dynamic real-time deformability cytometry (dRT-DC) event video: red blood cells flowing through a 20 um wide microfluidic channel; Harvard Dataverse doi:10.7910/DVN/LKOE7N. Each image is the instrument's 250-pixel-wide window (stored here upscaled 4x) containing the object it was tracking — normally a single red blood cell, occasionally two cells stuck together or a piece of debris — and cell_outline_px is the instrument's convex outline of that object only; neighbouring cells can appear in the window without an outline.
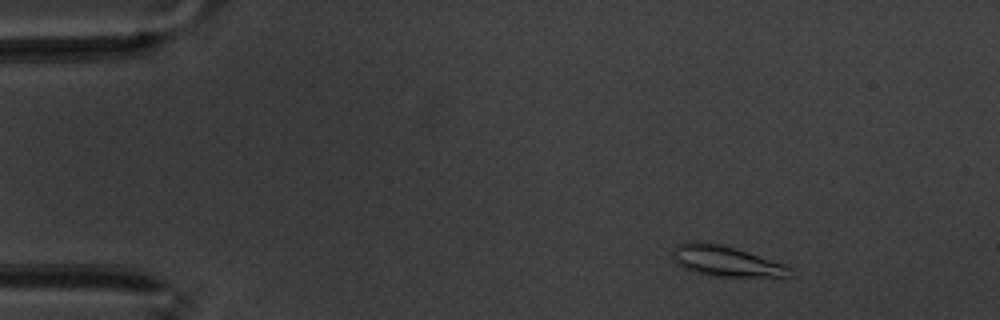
{"species": "common noctule bat (a hibernating species)", "species_latin": "Nyctalus noctula", "temperature_condition": "warm", "stored_images_in_passage": 58, "camera_frame_rate_fps": 3000, "um_per_image_px": 0.085, "animal": {"sex": "male", "body_mass_g": 20.1, "forearm_length_mm": 53.5}, "frame": {"image": 1, "passage_image": 6, "time_ms": 1.667, "image_size_px": [1000, 320], "cell_outline_px": [[788, 276], [716, 276], [688, 272], [676, 264], [672, 256], [672, 248], [676, 244], [684, 240], [704, 240], [736, 248], [784, 264], [788, 268]], "centroid_in_image_um": [61.5, 22.15], "position_along_channel_um": 23.5, "area_um2": 21.1}}
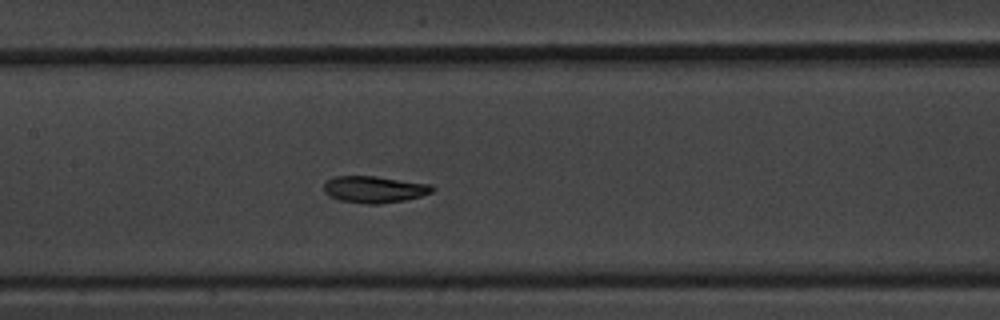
{"frame": {"image": 2, "passage_image": 27, "time_ms": 8.667, "image_size_px": [1000, 320], "cell_outline_px": [[436, 188], [432, 192], [420, 196], [404, 200], [380, 204], [364, 204], [340, 200], [328, 196], [324, 192], [324, 180], [336, 176], [376, 176], [432, 184]], "centroid_in_image_um": [31.8, 16.09], "position_along_channel_um": 175.6, "area_um2": 17.11}}
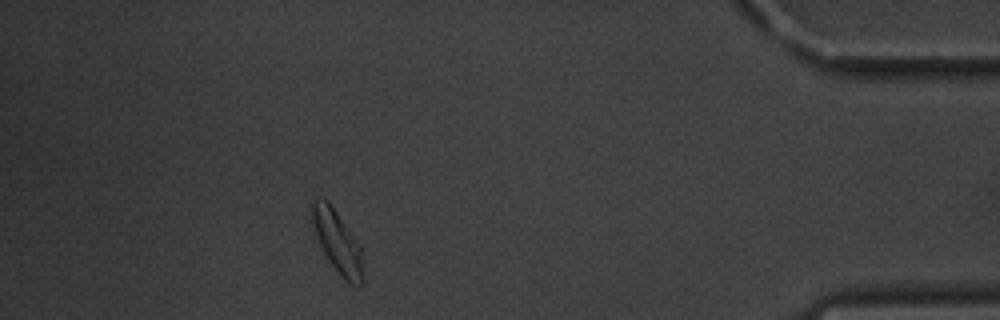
{"frame": {"image": 3, "passage_image": 52, "time_ms": 17.0, "image_size_px": [1000, 320], "cell_outline_px": [[364, 280], [360, 284], [348, 284], [344, 280], [328, 260], [320, 244], [312, 220], [312, 204], [316, 200], [324, 200], [336, 212], [360, 244]], "centroid_in_image_um": [28.73, 20.64], "position_along_channel_um": 406.5, "area_um2": 17.74}, "authors_computed_cell_mechanics": {"area_um2": 17.5134, "velocity_mm_per_s": 3.3384, "shape_relaxation_time_tau1_ms": 4.1611, "shape_relaxation_time_tau2_ms": 4.0017, "deformation_change_tau1": 0.13, "deformation_change_tau2": 0.0782}}